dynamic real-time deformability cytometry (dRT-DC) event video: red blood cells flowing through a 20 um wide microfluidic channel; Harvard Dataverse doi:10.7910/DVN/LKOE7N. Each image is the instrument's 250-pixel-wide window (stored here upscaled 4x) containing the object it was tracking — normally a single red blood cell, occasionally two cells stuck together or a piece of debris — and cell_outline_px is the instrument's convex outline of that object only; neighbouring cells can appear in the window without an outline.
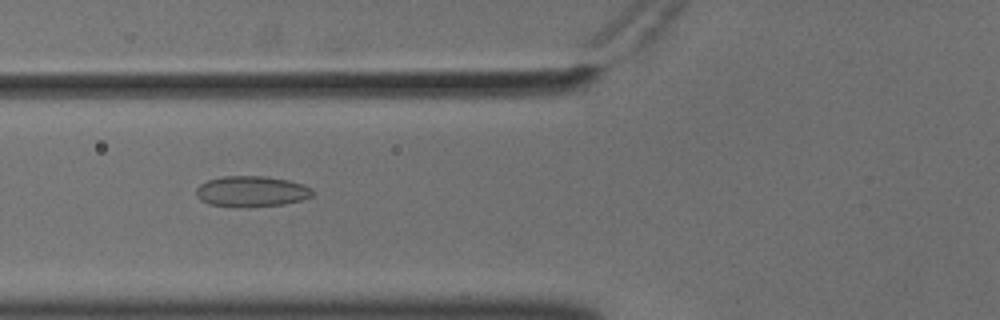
{"species": "common noctule bat (a hibernating species)", "species_latin": "Nyctalus noctula", "temperature_condition": "cold", "stored_images_in_passage": 56, "camera_frame_rate_fps": 3000, "um_per_image_px": 0.085, "animal": {"sex": "male", "body_mass_g": 18.8}, "frame": {"image": 1, "passage_image": 22, "time_ms": 7.0, "image_size_px": [1000, 320], "cell_outline_px": [[312, 196], [304, 200], [284, 204], [240, 208], [236, 208], [208, 204], [200, 200], [196, 196], [196, 188], [200, 184], [208, 180], [224, 176], [268, 176], [288, 180], [304, 184], [312, 188]], "centroid_in_image_um": [21.37, 16.28], "position_along_channel_um": 104.4, "area_um2": 21.27}}
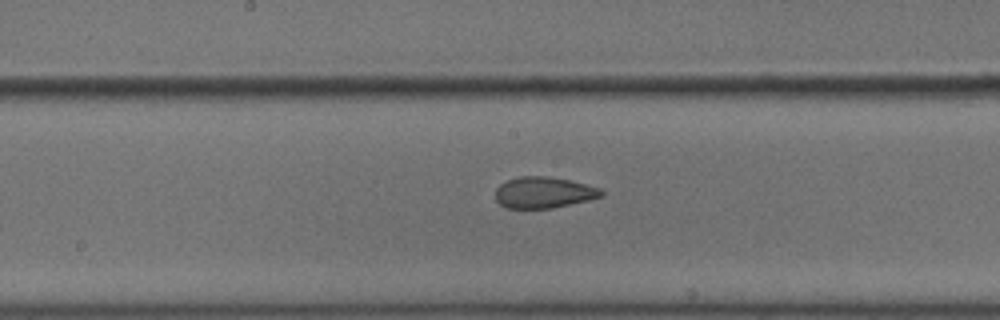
{"frame": {"image": 2, "passage_image": 30, "time_ms": 9.667, "image_size_px": [1000, 320], "cell_outline_px": [[604, 196], [588, 200], [552, 208], [508, 208], [500, 204], [496, 200], [496, 188], [500, 184], [508, 180], [520, 176], [548, 176], [568, 180], [600, 188], [604, 192]], "centroid_in_image_um": [46.21, 16.36], "position_along_channel_um": 202.0, "area_um2": 19.13}}
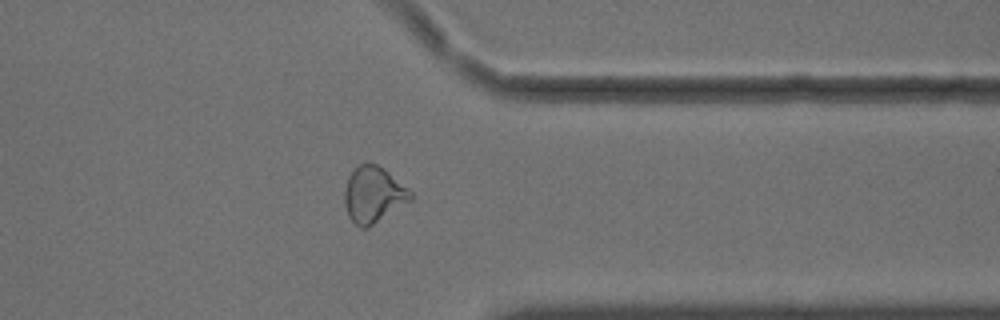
{"frame": {"image": 3, "passage_image": 45, "time_ms": 14.667, "image_size_px": [1000, 320], "cell_outline_px": [[412, 200], [368, 228], [360, 228], [348, 216], [344, 204], [344, 192], [348, 176], [360, 164], [376, 164], [388, 172], [412, 192]], "centroid_in_image_um": [31.73, 16.58], "position_along_channel_um": 379.7, "area_um2": 21.39}, "authors_computed_cell_mechanics": {"area_um2": 21.386, "velocity_mm_per_s": 3.6305, "shape_relaxation_time_tau1_ms": 9.9832, "shape_relaxation_time_tau2_ms": 1.7077, "deformation_change_tau1": 0.186, "deformation_change_tau2": 0.0827}}